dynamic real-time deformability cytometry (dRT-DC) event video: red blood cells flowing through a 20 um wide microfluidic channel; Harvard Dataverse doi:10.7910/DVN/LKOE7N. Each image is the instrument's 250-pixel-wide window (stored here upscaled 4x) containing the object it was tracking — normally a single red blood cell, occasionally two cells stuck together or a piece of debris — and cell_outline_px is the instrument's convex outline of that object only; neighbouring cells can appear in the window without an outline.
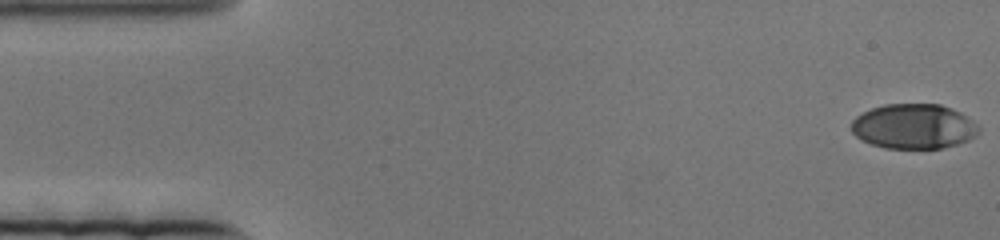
{"species": "human", "species_latin": "Homo sapiens", "temperature_condition": "cold", "stored_images_in_passage": 83, "camera_frame_rate_fps": 3000, "um_per_image_px": 0.085, "donor": {"sex": "female"}, "frame": {"image": 1, "passage_image": 1, "time_ms": 0.0, "image_size_px": [1000, 240], "cell_outline_px": [[980, 132], [976, 136], [968, 140], [944, 148], [884, 148], [860, 140], [852, 132], [852, 120], [856, 116], [872, 108], [884, 104], [940, 104], [952, 108], [960, 112], [972, 120], [980, 128]], "centroid_in_image_um": [77.67, 10.74], "position_along_channel_um": 7.3, "area_um2": 33.41}}
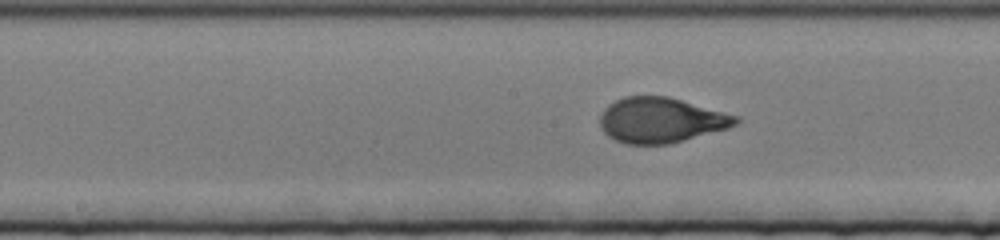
{"frame": {"image": 2, "passage_image": 40, "time_ms": 13.0, "image_size_px": [1000, 240], "cell_outline_px": [[740, 124], [728, 128], [668, 144], [624, 144], [608, 136], [600, 128], [600, 116], [604, 108], [608, 104], [624, 96], [668, 96], [740, 116]], "centroid_in_image_um": [56.19, 10.21], "position_along_channel_um": 192.0, "area_um2": 35.95}}
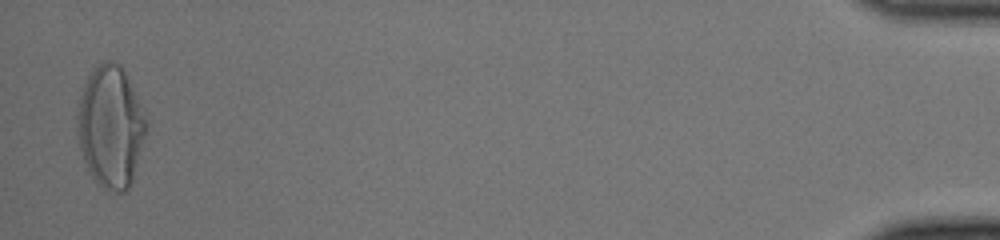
{"frame": {"image": 3, "passage_image": 81, "time_ms": 26.667, "image_size_px": [1000, 240], "cell_outline_px": [[148, 128], [132, 180], [128, 188], [124, 192], [116, 192], [104, 188], [92, 176], [84, 160], [80, 148], [76, 132], [76, 116], [80, 96], [84, 84], [92, 68], [104, 60], [112, 60], [120, 64], [136, 96], [148, 124]], "centroid_in_image_um": [9.38, 10.75], "position_along_channel_um": 425.8, "area_um2": 48.73}}